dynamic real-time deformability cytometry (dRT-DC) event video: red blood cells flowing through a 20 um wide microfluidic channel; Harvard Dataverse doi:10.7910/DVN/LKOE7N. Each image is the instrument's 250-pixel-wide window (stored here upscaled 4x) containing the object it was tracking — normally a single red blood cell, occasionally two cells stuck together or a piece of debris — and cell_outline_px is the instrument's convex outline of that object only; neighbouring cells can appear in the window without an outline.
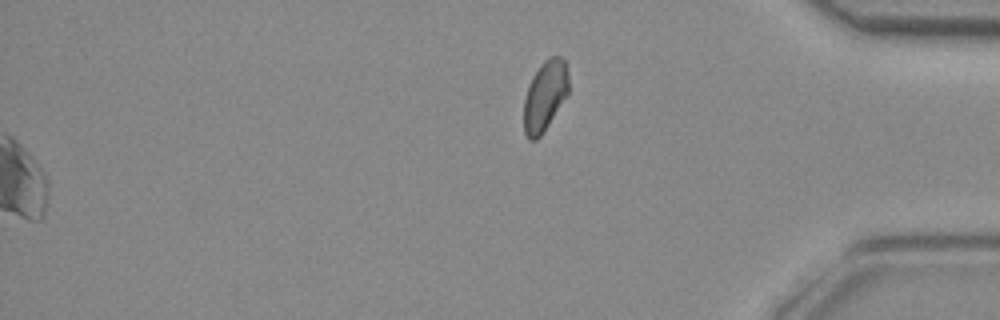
{"species": "common noctule bat (a hibernating species)", "species_latin": "Nyctalus noctula", "temperature_condition": "room temperature", "stored_images_in_passage": 48, "segment_of_instrument_passage": [2, 2], "camera_frame_rate_fps": 3000, "um_per_image_px": 0.085, "animal": {"sex": "female", "body_mass_g": 29.2, "forearm_length_mm": 56.3}, "frame": {"image": 1, "passage_image": 48, "time_ms": 15.667, "image_size_px": [1000, 320], "cell_outline_px": [[568, 96], [540, 136], [536, 140], [528, 140], [524, 132], [524, 100], [532, 76], [540, 64], [548, 56], [560, 56], [564, 60], [568, 72]], "centroid_in_image_um": [46.33, 8.13], "position_along_channel_um": 388.9, "area_um2": 18.44}}